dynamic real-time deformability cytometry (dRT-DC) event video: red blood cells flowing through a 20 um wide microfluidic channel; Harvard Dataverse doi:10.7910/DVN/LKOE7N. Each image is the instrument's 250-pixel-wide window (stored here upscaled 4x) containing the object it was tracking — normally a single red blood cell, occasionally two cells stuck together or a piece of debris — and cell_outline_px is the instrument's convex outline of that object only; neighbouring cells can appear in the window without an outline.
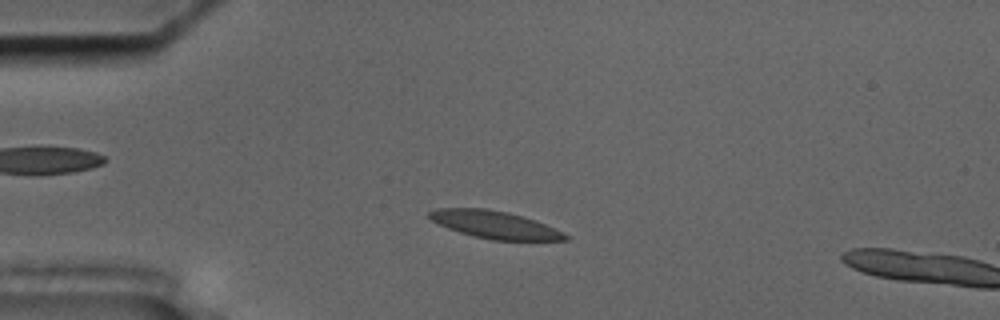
{"species": "common noctule bat (a hibernating species)", "species_latin": "Nyctalus noctula", "temperature_condition": "cold", "stored_images_in_passage": 12, "camera_frame_rate_fps": 3000, "um_per_image_px": 0.085, "animal": {"sex": "male", "body_mass_g": 17.5, "forearm_length_mm": 52.3}, "frame": {"image": 1, "passage_image": 10, "time_ms": 3.0, "image_size_px": [1000, 320], "cell_outline_px": [[572, 236], [568, 240], [492, 240], [472, 236], [448, 228], [432, 220], [428, 216], [428, 212], [436, 208], [488, 208], [508, 212], [524, 216], [536, 220]], "centroid_in_image_um": [42.09, 19.09], "position_along_channel_um": 42.9, "area_um2": 21.91}}